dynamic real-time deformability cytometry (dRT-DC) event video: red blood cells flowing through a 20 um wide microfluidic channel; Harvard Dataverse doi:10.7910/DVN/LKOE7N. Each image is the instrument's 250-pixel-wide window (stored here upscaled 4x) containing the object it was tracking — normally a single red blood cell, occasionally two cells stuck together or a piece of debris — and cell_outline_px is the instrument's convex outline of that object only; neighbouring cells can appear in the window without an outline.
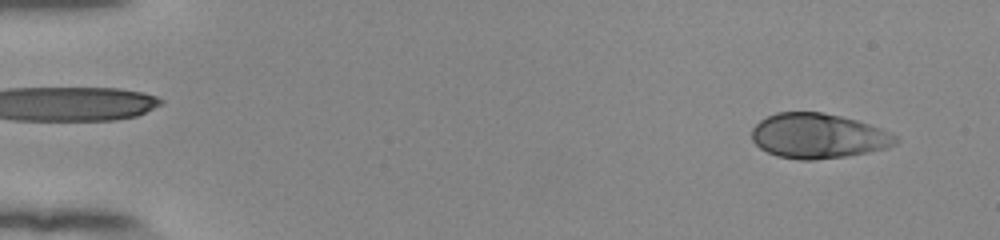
{"species": "human", "species_latin": "Homo sapiens", "temperature_condition": "room temperature", "stored_images_in_passage": 52, "camera_frame_rate_fps": 3000, "um_per_image_px": 0.085, "donor": {"sex": "female"}, "frame": {"image": 1, "passage_image": 3, "time_ms": 0.667, "image_size_px": [1000, 240], "cell_outline_px": [[900, 140], [896, 144], [888, 148], [868, 152], [844, 156], [812, 160], [800, 160], [776, 156], [760, 148], [752, 140], [752, 128], [760, 120], [776, 112], [820, 112], [840, 116], [856, 120], [892, 132]], "centroid_in_image_um": [69.55, 11.56], "position_along_channel_um": 15.4, "area_um2": 37.69}}
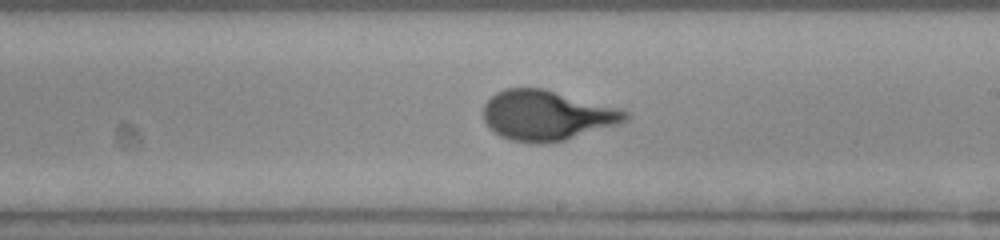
{"frame": {"image": 2, "passage_image": 31, "time_ms": 10.0, "image_size_px": [1000, 240], "cell_outline_px": [[632, 116], [628, 120], [620, 124], [564, 140], [544, 144], [536, 144], [512, 140], [500, 136], [492, 132], [488, 128], [484, 120], [484, 104], [496, 92], [504, 88], [544, 88], [624, 108], [632, 112]], "centroid_in_image_um": [46.55, 9.8], "position_along_channel_um": 242.4, "area_um2": 42.25}}
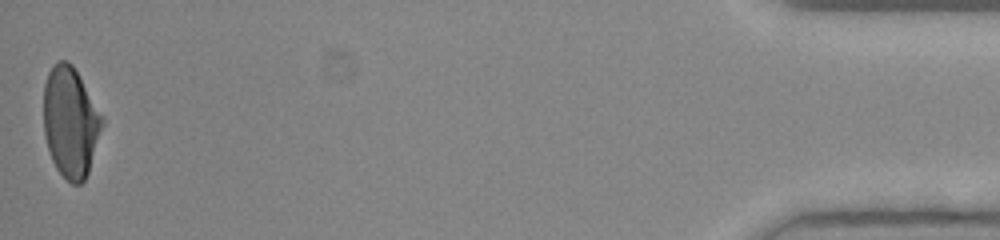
{"frame": {"image": 3, "passage_image": 52, "time_ms": 17.0, "image_size_px": [1000, 240], "cell_outline_px": [[104, 124], [88, 172], [84, 180], [80, 184], [72, 184], [56, 168], [52, 160], [48, 148], [44, 132], [44, 84], [48, 72], [52, 64], [60, 60], [68, 60], [72, 64], [104, 116]], "centroid_in_image_um": [6.0, 10.34], "position_along_channel_um": 429.2, "area_um2": 37.8}, "authors_computed_cell_mechanics": {"area_um2": 39.9109, "velocity_mm_per_s": 3.913, "shape_relaxation_time_tau1_ms": 4.4964, "shape_relaxation_time_tau2_ms": null, "deformation_change_tau1": 0.2005, "deformation_change_tau2": null}}